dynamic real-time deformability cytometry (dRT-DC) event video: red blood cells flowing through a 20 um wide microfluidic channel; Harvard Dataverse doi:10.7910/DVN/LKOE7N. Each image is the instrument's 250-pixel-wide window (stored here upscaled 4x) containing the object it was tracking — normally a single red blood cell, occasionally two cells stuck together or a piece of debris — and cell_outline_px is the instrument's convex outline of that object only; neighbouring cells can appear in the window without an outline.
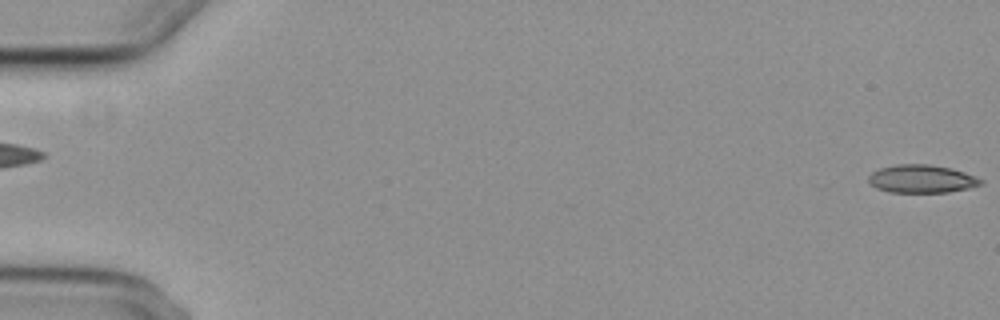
{"species": "common noctule bat (a hibernating species)", "species_latin": "Nyctalus noctula", "temperature_condition": "cold", "stored_images_in_passage": 2, "segment_of_instrument_passage": [2, 2], "camera_frame_rate_fps": 3000, "um_per_image_px": 0.085, "animal": {"sex": "female", "body_mass_g": 29.2, "forearm_length_mm": 56.3}, "frame": {"image": 1, "passage_image": 2, "time_ms": 2.0, "image_size_px": [1000, 320], "cell_outline_px": [[984, 184], [968, 188], [948, 192], [888, 192], [876, 188], [868, 184], [868, 176], [872, 172], [880, 168], [896, 164], [928, 164], [952, 168], [976, 176], [984, 180]], "centroid_in_image_um": [78.34, 15.2], "position_along_channel_um": 6.7, "area_um2": 18.55}}